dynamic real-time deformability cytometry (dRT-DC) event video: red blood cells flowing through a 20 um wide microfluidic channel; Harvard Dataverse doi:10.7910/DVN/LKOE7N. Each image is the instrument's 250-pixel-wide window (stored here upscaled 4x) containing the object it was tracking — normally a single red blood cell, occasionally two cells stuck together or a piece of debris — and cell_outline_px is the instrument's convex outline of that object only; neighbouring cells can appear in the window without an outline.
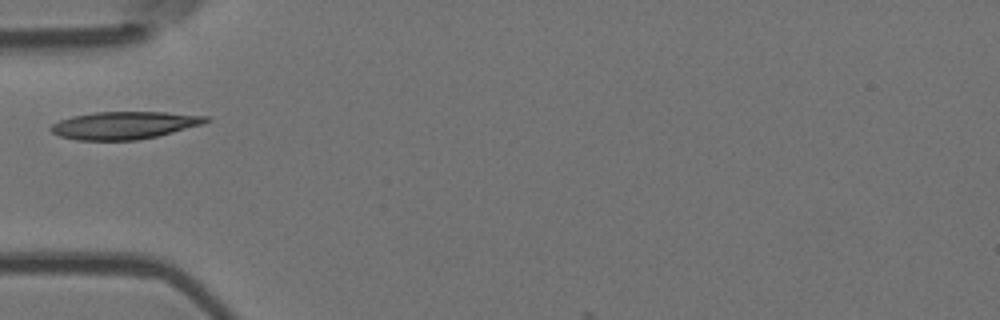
{"species": "Egyptian fruit bat (a non-hibernating species)", "species_latin": "Rousettus aegyptiacus", "temperature_condition": "room temperature", "stored_images_in_passage": 2, "camera_frame_rate_fps": 3000, "um_per_image_px": 0.085, "animal": {"sex": "female"}, "frame": {"image": 1, "passage_image": 1, "time_ms": 0.0, "image_size_px": [1000, 320], "cell_outline_px": [[212, 120], [204, 124], [156, 136], [136, 140], [76, 140], [60, 136], [52, 132], [48, 128], [52, 124], [60, 120], [72, 116], [96, 112], [164, 112], [212, 116]], "centroid_in_image_um": [10.6, 10.64], "position_along_channel_um": 74.4, "area_um2": 24.97}}